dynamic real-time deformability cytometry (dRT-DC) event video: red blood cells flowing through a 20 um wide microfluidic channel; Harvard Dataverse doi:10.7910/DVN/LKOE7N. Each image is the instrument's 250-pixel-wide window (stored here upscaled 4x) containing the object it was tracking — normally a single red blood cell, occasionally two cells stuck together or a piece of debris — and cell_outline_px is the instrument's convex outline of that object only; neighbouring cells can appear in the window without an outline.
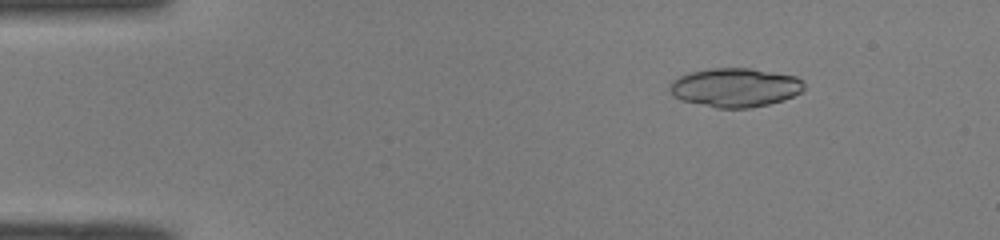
{"species": "common noctule bat (a hibernating species)", "species_latin": "Nyctalus noctula", "temperature_condition": "room temperature", "stored_images_in_passage": 50, "camera_frame_rate_fps": 3000, "um_per_image_px": 0.085, "animal": {"sex": "male", "body_mass_g": 19.0, "forearm_length_mm": 50.8}, "frame": {"image": 1, "passage_image": 7, "time_ms": 2.0, "image_size_px": [1000, 240], "cell_outline_px": [[804, 88], [800, 92], [784, 100], [768, 104], [748, 108], [716, 108], [680, 100], [672, 96], [668, 88], [672, 80], [680, 76], [692, 72], [712, 68], [752, 68], [796, 76], [804, 80]], "centroid_in_image_um": [62.48, 7.44], "position_along_channel_um": 22.5, "area_um2": 30.63}}